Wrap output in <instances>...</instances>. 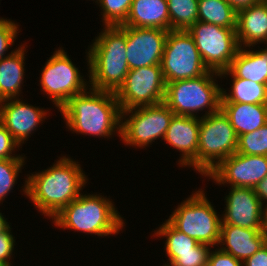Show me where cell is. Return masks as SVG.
Masks as SVG:
<instances>
[{"mask_svg":"<svg viewBox=\"0 0 267 266\" xmlns=\"http://www.w3.org/2000/svg\"><path fill=\"white\" fill-rule=\"evenodd\" d=\"M78 163L62 156L53 166L27 175L22 190L40 213L52 219L80 196L88 179Z\"/></svg>","mask_w":267,"mask_h":266,"instance_id":"6da1fadb","label":"cell"},{"mask_svg":"<svg viewBox=\"0 0 267 266\" xmlns=\"http://www.w3.org/2000/svg\"><path fill=\"white\" fill-rule=\"evenodd\" d=\"M71 97L59 110L73 133L110 138L121 137V109L115 92L89 88Z\"/></svg>","mask_w":267,"mask_h":266,"instance_id":"7a4b0ae2","label":"cell"},{"mask_svg":"<svg viewBox=\"0 0 267 266\" xmlns=\"http://www.w3.org/2000/svg\"><path fill=\"white\" fill-rule=\"evenodd\" d=\"M87 65L91 88L116 92L129 72L126 26H105L89 46Z\"/></svg>","mask_w":267,"mask_h":266,"instance_id":"3957f363","label":"cell"},{"mask_svg":"<svg viewBox=\"0 0 267 266\" xmlns=\"http://www.w3.org/2000/svg\"><path fill=\"white\" fill-rule=\"evenodd\" d=\"M114 205L110 198L102 195L81 193L52 218V223L61 229H73L98 237L118 234L125 226V219Z\"/></svg>","mask_w":267,"mask_h":266,"instance_id":"277c9868","label":"cell"},{"mask_svg":"<svg viewBox=\"0 0 267 266\" xmlns=\"http://www.w3.org/2000/svg\"><path fill=\"white\" fill-rule=\"evenodd\" d=\"M217 76L220 77L219 73L209 70L197 78L166 83L164 103L175 115L200 118L197 113L206 108L208 110L201 117L217 112L221 101V87L216 83Z\"/></svg>","mask_w":267,"mask_h":266,"instance_id":"5b68a950","label":"cell"},{"mask_svg":"<svg viewBox=\"0 0 267 266\" xmlns=\"http://www.w3.org/2000/svg\"><path fill=\"white\" fill-rule=\"evenodd\" d=\"M238 136L228 117L219 109L200 117L197 159L189 166L203 177L237 151Z\"/></svg>","mask_w":267,"mask_h":266,"instance_id":"8992f818","label":"cell"},{"mask_svg":"<svg viewBox=\"0 0 267 266\" xmlns=\"http://www.w3.org/2000/svg\"><path fill=\"white\" fill-rule=\"evenodd\" d=\"M167 219L177 230L212 248L218 246L222 219L199 189L183 200Z\"/></svg>","mask_w":267,"mask_h":266,"instance_id":"52a82bcc","label":"cell"},{"mask_svg":"<svg viewBox=\"0 0 267 266\" xmlns=\"http://www.w3.org/2000/svg\"><path fill=\"white\" fill-rule=\"evenodd\" d=\"M173 116L164 102L121 111L120 138L127 146L146 148L155 140L164 139Z\"/></svg>","mask_w":267,"mask_h":266,"instance_id":"ba28073f","label":"cell"},{"mask_svg":"<svg viewBox=\"0 0 267 266\" xmlns=\"http://www.w3.org/2000/svg\"><path fill=\"white\" fill-rule=\"evenodd\" d=\"M42 69L39 85L58 110L71 97L88 90L90 87L89 81H85L80 75L79 68L74 65L63 48L55 50Z\"/></svg>","mask_w":267,"mask_h":266,"instance_id":"9c48e42d","label":"cell"},{"mask_svg":"<svg viewBox=\"0 0 267 266\" xmlns=\"http://www.w3.org/2000/svg\"><path fill=\"white\" fill-rule=\"evenodd\" d=\"M161 67L166 83L197 78L209 71L192 35L185 30L168 31Z\"/></svg>","mask_w":267,"mask_h":266,"instance_id":"30bf717a","label":"cell"},{"mask_svg":"<svg viewBox=\"0 0 267 266\" xmlns=\"http://www.w3.org/2000/svg\"><path fill=\"white\" fill-rule=\"evenodd\" d=\"M193 37L203 63L220 73L228 70L239 49L236 28L197 21L187 30Z\"/></svg>","mask_w":267,"mask_h":266,"instance_id":"8fae6325","label":"cell"},{"mask_svg":"<svg viewBox=\"0 0 267 266\" xmlns=\"http://www.w3.org/2000/svg\"><path fill=\"white\" fill-rule=\"evenodd\" d=\"M166 82L161 65L129 70L124 83L115 92L121 111L164 102Z\"/></svg>","mask_w":267,"mask_h":266,"instance_id":"7c38bea8","label":"cell"},{"mask_svg":"<svg viewBox=\"0 0 267 266\" xmlns=\"http://www.w3.org/2000/svg\"><path fill=\"white\" fill-rule=\"evenodd\" d=\"M267 175V156L245 155L235 152L222 160L205 177L215 184H229L230 187L255 188Z\"/></svg>","mask_w":267,"mask_h":266,"instance_id":"4fadbf2b","label":"cell"},{"mask_svg":"<svg viewBox=\"0 0 267 266\" xmlns=\"http://www.w3.org/2000/svg\"><path fill=\"white\" fill-rule=\"evenodd\" d=\"M167 30L126 26V56L129 69L161 65Z\"/></svg>","mask_w":267,"mask_h":266,"instance_id":"5bb4252c","label":"cell"},{"mask_svg":"<svg viewBox=\"0 0 267 266\" xmlns=\"http://www.w3.org/2000/svg\"><path fill=\"white\" fill-rule=\"evenodd\" d=\"M225 210L221 224L241 228L263 230L265 206L257 197L253 188L230 187L225 197Z\"/></svg>","mask_w":267,"mask_h":266,"instance_id":"9a60e30c","label":"cell"},{"mask_svg":"<svg viewBox=\"0 0 267 266\" xmlns=\"http://www.w3.org/2000/svg\"><path fill=\"white\" fill-rule=\"evenodd\" d=\"M43 109L25 103L20 98L5 99L0 101V123L22 146L46 118L48 110Z\"/></svg>","mask_w":267,"mask_h":266,"instance_id":"2e32d148","label":"cell"},{"mask_svg":"<svg viewBox=\"0 0 267 266\" xmlns=\"http://www.w3.org/2000/svg\"><path fill=\"white\" fill-rule=\"evenodd\" d=\"M199 127V117L174 114L170 121L163 140L182 153L178 161L181 167H188L197 159Z\"/></svg>","mask_w":267,"mask_h":266,"instance_id":"e0dca14e","label":"cell"},{"mask_svg":"<svg viewBox=\"0 0 267 266\" xmlns=\"http://www.w3.org/2000/svg\"><path fill=\"white\" fill-rule=\"evenodd\" d=\"M236 36L240 47L267 44V0L237 11Z\"/></svg>","mask_w":267,"mask_h":266,"instance_id":"ac0fdd59","label":"cell"},{"mask_svg":"<svg viewBox=\"0 0 267 266\" xmlns=\"http://www.w3.org/2000/svg\"><path fill=\"white\" fill-rule=\"evenodd\" d=\"M218 245H220L221 251L231 254L243 262L265 245V237L263 230L221 224Z\"/></svg>","mask_w":267,"mask_h":266,"instance_id":"d6986e66","label":"cell"},{"mask_svg":"<svg viewBox=\"0 0 267 266\" xmlns=\"http://www.w3.org/2000/svg\"><path fill=\"white\" fill-rule=\"evenodd\" d=\"M129 27L170 30L167 0H133L126 21Z\"/></svg>","mask_w":267,"mask_h":266,"instance_id":"ffe728a7","label":"cell"},{"mask_svg":"<svg viewBox=\"0 0 267 266\" xmlns=\"http://www.w3.org/2000/svg\"><path fill=\"white\" fill-rule=\"evenodd\" d=\"M237 136L253 132L267 123V105L248 103H220Z\"/></svg>","mask_w":267,"mask_h":266,"instance_id":"44dd1931","label":"cell"},{"mask_svg":"<svg viewBox=\"0 0 267 266\" xmlns=\"http://www.w3.org/2000/svg\"><path fill=\"white\" fill-rule=\"evenodd\" d=\"M25 46H19L12 54L0 59V101L20 95L25 75Z\"/></svg>","mask_w":267,"mask_h":266,"instance_id":"7402d4cb","label":"cell"},{"mask_svg":"<svg viewBox=\"0 0 267 266\" xmlns=\"http://www.w3.org/2000/svg\"><path fill=\"white\" fill-rule=\"evenodd\" d=\"M228 70L237 78L267 85V47L256 51L239 47Z\"/></svg>","mask_w":267,"mask_h":266,"instance_id":"603a6c76","label":"cell"},{"mask_svg":"<svg viewBox=\"0 0 267 266\" xmlns=\"http://www.w3.org/2000/svg\"><path fill=\"white\" fill-rule=\"evenodd\" d=\"M220 78L231 76L233 79L230 93L221 88L220 103H248L267 105V85L235 77L229 70L219 73ZM225 90V91H224Z\"/></svg>","mask_w":267,"mask_h":266,"instance_id":"cb8c5ba5","label":"cell"},{"mask_svg":"<svg viewBox=\"0 0 267 266\" xmlns=\"http://www.w3.org/2000/svg\"><path fill=\"white\" fill-rule=\"evenodd\" d=\"M237 11L225 0H199L198 21L236 28Z\"/></svg>","mask_w":267,"mask_h":266,"instance_id":"d4e9b609","label":"cell"},{"mask_svg":"<svg viewBox=\"0 0 267 266\" xmlns=\"http://www.w3.org/2000/svg\"><path fill=\"white\" fill-rule=\"evenodd\" d=\"M154 234L157 237H166L165 253L169 263L178 256V253L195 252V247L199 244L194 238L177 230L168 220L154 231Z\"/></svg>","mask_w":267,"mask_h":266,"instance_id":"484cf974","label":"cell"},{"mask_svg":"<svg viewBox=\"0 0 267 266\" xmlns=\"http://www.w3.org/2000/svg\"><path fill=\"white\" fill-rule=\"evenodd\" d=\"M199 0H167L170 30L187 31L198 21Z\"/></svg>","mask_w":267,"mask_h":266,"instance_id":"4316f807","label":"cell"},{"mask_svg":"<svg viewBox=\"0 0 267 266\" xmlns=\"http://www.w3.org/2000/svg\"><path fill=\"white\" fill-rule=\"evenodd\" d=\"M133 0H97L101 7L103 26L122 25L129 14Z\"/></svg>","mask_w":267,"mask_h":266,"instance_id":"83f0119b","label":"cell"},{"mask_svg":"<svg viewBox=\"0 0 267 266\" xmlns=\"http://www.w3.org/2000/svg\"><path fill=\"white\" fill-rule=\"evenodd\" d=\"M237 153L267 156V123L238 137Z\"/></svg>","mask_w":267,"mask_h":266,"instance_id":"f1b7e54d","label":"cell"},{"mask_svg":"<svg viewBox=\"0 0 267 266\" xmlns=\"http://www.w3.org/2000/svg\"><path fill=\"white\" fill-rule=\"evenodd\" d=\"M25 159H0V203L10 194Z\"/></svg>","mask_w":267,"mask_h":266,"instance_id":"f546056e","label":"cell"},{"mask_svg":"<svg viewBox=\"0 0 267 266\" xmlns=\"http://www.w3.org/2000/svg\"><path fill=\"white\" fill-rule=\"evenodd\" d=\"M211 246L199 243L195 252L178 253L171 262L162 266H207Z\"/></svg>","mask_w":267,"mask_h":266,"instance_id":"4dcf8cb0","label":"cell"},{"mask_svg":"<svg viewBox=\"0 0 267 266\" xmlns=\"http://www.w3.org/2000/svg\"><path fill=\"white\" fill-rule=\"evenodd\" d=\"M18 26V23H15V21L0 18V59L14 52L11 51V53L5 55L6 51L8 52V49L12 47L11 45H14V41L19 33Z\"/></svg>","mask_w":267,"mask_h":266,"instance_id":"1f68e13d","label":"cell"},{"mask_svg":"<svg viewBox=\"0 0 267 266\" xmlns=\"http://www.w3.org/2000/svg\"><path fill=\"white\" fill-rule=\"evenodd\" d=\"M19 143L11 133L0 123V159H25L23 155L12 154L19 149ZM15 155V156H13Z\"/></svg>","mask_w":267,"mask_h":266,"instance_id":"d6a6232c","label":"cell"},{"mask_svg":"<svg viewBox=\"0 0 267 266\" xmlns=\"http://www.w3.org/2000/svg\"><path fill=\"white\" fill-rule=\"evenodd\" d=\"M14 239L10 226L0 233V264L4 266H12L10 258H12L14 245H16Z\"/></svg>","mask_w":267,"mask_h":266,"instance_id":"836d02e7","label":"cell"},{"mask_svg":"<svg viewBox=\"0 0 267 266\" xmlns=\"http://www.w3.org/2000/svg\"><path fill=\"white\" fill-rule=\"evenodd\" d=\"M214 250L209 253L207 266H243V262L231 254L217 248Z\"/></svg>","mask_w":267,"mask_h":266,"instance_id":"e575fe53","label":"cell"},{"mask_svg":"<svg viewBox=\"0 0 267 266\" xmlns=\"http://www.w3.org/2000/svg\"><path fill=\"white\" fill-rule=\"evenodd\" d=\"M243 266H267V246L263 245L251 257L243 261Z\"/></svg>","mask_w":267,"mask_h":266,"instance_id":"d590c367","label":"cell"},{"mask_svg":"<svg viewBox=\"0 0 267 266\" xmlns=\"http://www.w3.org/2000/svg\"><path fill=\"white\" fill-rule=\"evenodd\" d=\"M254 190L262 204L267 203V175L256 185Z\"/></svg>","mask_w":267,"mask_h":266,"instance_id":"8d00e7d4","label":"cell"},{"mask_svg":"<svg viewBox=\"0 0 267 266\" xmlns=\"http://www.w3.org/2000/svg\"><path fill=\"white\" fill-rule=\"evenodd\" d=\"M228 2L236 11L252 6L253 4L259 3L262 0H225Z\"/></svg>","mask_w":267,"mask_h":266,"instance_id":"74e56055","label":"cell"},{"mask_svg":"<svg viewBox=\"0 0 267 266\" xmlns=\"http://www.w3.org/2000/svg\"><path fill=\"white\" fill-rule=\"evenodd\" d=\"M9 226L10 224L7 222L5 217L0 212V233L5 231Z\"/></svg>","mask_w":267,"mask_h":266,"instance_id":"f35d334b","label":"cell"},{"mask_svg":"<svg viewBox=\"0 0 267 266\" xmlns=\"http://www.w3.org/2000/svg\"><path fill=\"white\" fill-rule=\"evenodd\" d=\"M263 230H267V205H265V221Z\"/></svg>","mask_w":267,"mask_h":266,"instance_id":"ab89813d","label":"cell"},{"mask_svg":"<svg viewBox=\"0 0 267 266\" xmlns=\"http://www.w3.org/2000/svg\"><path fill=\"white\" fill-rule=\"evenodd\" d=\"M264 237H265V245L267 246V230H263Z\"/></svg>","mask_w":267,"mask_h":266,"instance_id":"60d3db41","label":"cell"}]
</instances>
